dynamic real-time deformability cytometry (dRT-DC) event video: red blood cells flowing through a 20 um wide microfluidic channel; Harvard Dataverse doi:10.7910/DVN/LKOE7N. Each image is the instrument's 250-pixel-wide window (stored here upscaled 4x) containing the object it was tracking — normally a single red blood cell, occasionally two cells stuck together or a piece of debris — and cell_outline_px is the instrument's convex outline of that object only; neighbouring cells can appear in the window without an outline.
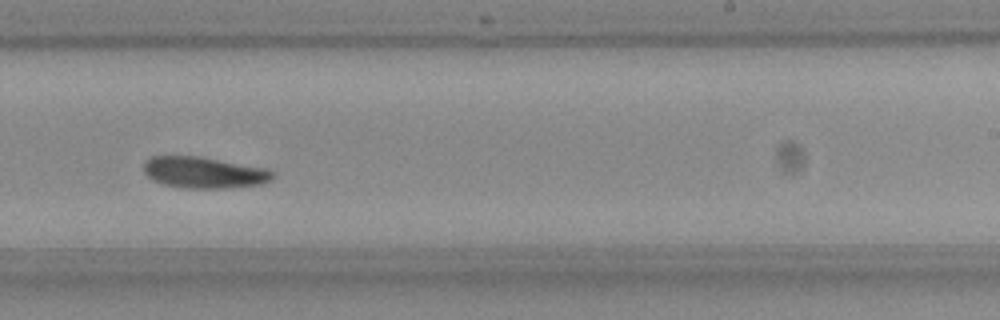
{"species": "Egyptian fruit bat (a non-hibernating species)", "species_latin": "Rousettus aegyptiacus", "temperature_condition": "room temperature", "stored_images_in_passage": 14, "camera_frame_rate_fps": 3000, "um_per_image_px": 0.085, "frame": {"image": 1, "passage_image": 8, "time_ms": 2.333, "image_size_px": [1000, 320], "cell_outline_px": [[276, 176], [272, 180], [264, 184], [228, 188], [184, 188], [164, 184], [152, 180], [144, 172], [144, 160], [152, 156], [196, 156], [264, 168], [276, 172]], "centroid_in_image_um": [17.36, 14.67], "position_along_channel_um": 271.6, "area_um2": 23.58}}